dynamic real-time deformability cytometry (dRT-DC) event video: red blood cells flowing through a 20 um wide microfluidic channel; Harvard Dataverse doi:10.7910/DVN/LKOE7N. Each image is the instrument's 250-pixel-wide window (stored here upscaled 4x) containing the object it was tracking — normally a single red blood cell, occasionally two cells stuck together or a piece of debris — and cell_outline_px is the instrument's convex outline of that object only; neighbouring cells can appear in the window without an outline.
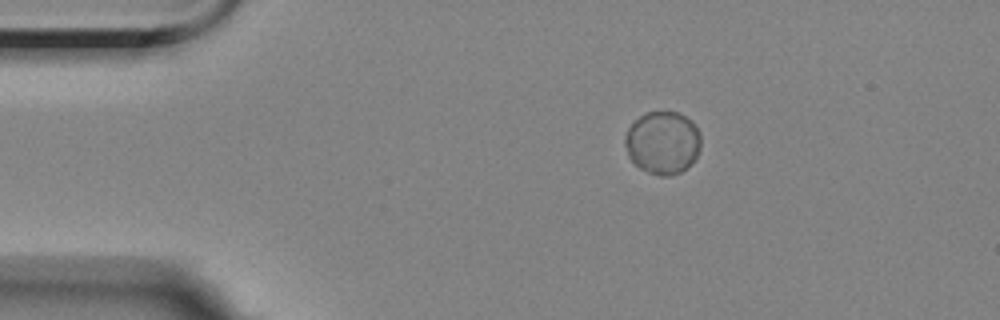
{"species": "Egyptian fruit bat (a non-hibernating species)", "species_latin": "Rousettus aegyptiacus", "temperature_condition": "room temperature", "stored_images_in_passage": 4, "camera_frame_rate_fps": 3000, "um_per_image_px": 0.085, "animal": {"sex": "female"}, "frame": {"image": 1, "passage_image": 1, "time_ms": 0.0, "image_size_px": [1000, 320], "cell_outline_px": [[700, 148], [696, 156], [680, 172], [672, 176], [660, 176], [648, 172], [640, 168], [628, 156], [624, 144], [624, 140], [628, 128], [640, 116], [648, 112], [676, 112], [692, 120], [700, 132]], "centroid_in_image_um": [56.32, 12.12], "position_along_channel_um": 28.7, "area_um2": 27.57}}
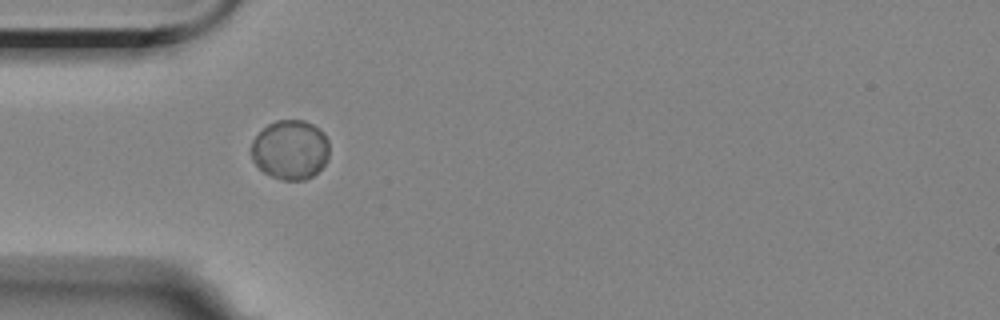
{"frame": {"image": 2, "passage_image": 3, "time_ms": 2.333, "image_size_px": [1000, 320], "cell_outline_px": [[328, 156], [324, 164], [312, 176], [304, 180], [284, 180], [272, 176], [264, 172], [252, 160], [248, 148], [252, 140], [268, 124], [276, 120], [304, 120], [312, 124], [324, 132], [328, 140]], "centroid_in_image_um": [24.64, 12.71], "position_along_channel_um": 60.4, "area_um2": 27.17}}
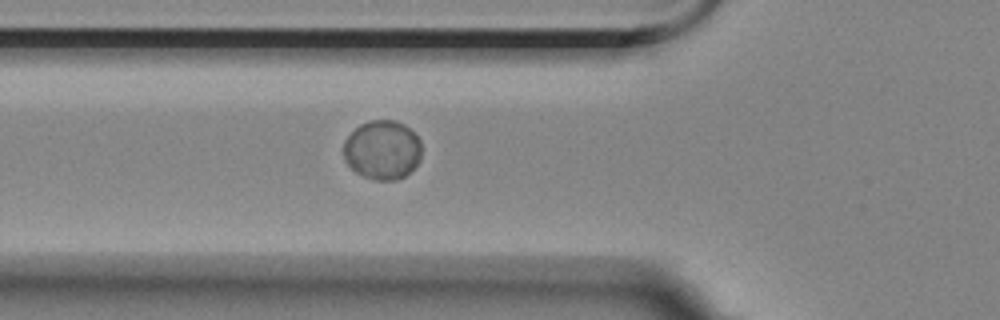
{"frame": {"image": 3, "passage_image": 4, "time_ms": 3.333, "image_size_px": [1000, 320], "cell_outline_px": [[420, 160], [404, 176], [396, 180], [376, 180], [364, 176], [356, 172], [348, 164], [344, 156], [344, 140], [360, 124], [372, 120], [392, 120], [404, 124], [420, 140]], "centroid_in_image_um": [32.49, 12.74], "position_along_channel_um": 93.3, "area_um2": 26.53}}